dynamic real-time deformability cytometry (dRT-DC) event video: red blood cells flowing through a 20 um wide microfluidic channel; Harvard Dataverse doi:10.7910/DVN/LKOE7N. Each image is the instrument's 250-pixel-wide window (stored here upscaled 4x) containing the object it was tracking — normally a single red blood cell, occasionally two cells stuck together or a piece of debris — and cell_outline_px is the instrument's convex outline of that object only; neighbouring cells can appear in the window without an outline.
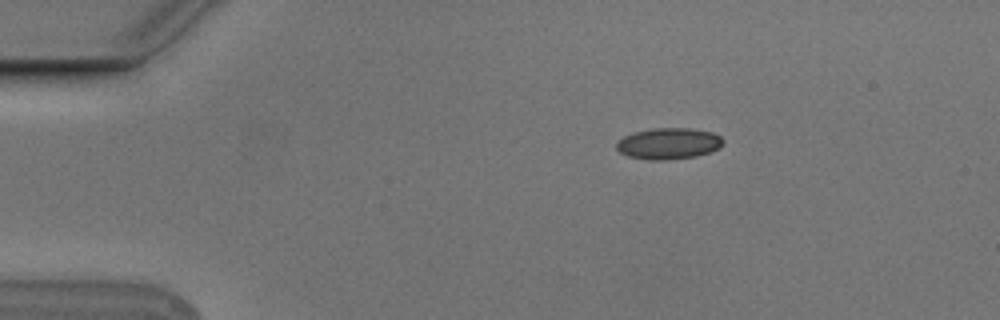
{"species": "Egyptian fruit bat (a non-hibernating species)", "species_latin": "Rousettus aegyptiacus", "temperature_condition": "cold", "stored_images_in_passage": 47, "camera_frame_rate_fps": 3000, "um_per_image_px": 0.085, "animal": {"sex": "male"}, "frame": {"image": 1, "passage_image": 2, "time_ms": 0.333, "image_size_px": [1000, 320], "cell_outline_px": [[724, 140], [720, 148], [712, 152], [696, 156], [664, 160], [648, 160], [628, 156], [620, 152], [616, 148], [616, 144], [624, 136], [632, 132], [652, 128], [688, 128], [712, 132], [720, 136]], "centroid_in_image_um": [56.84, 12.2], "position_along_channel_um": 28.2, "area_um2": 19.54}}
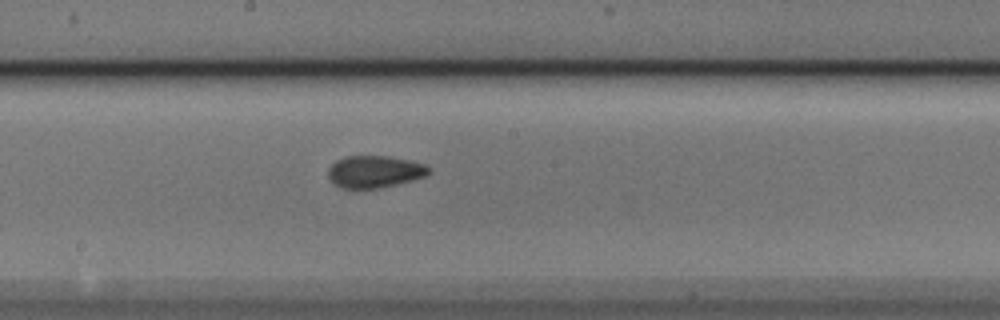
{"frame": {"image": 2, "passage_image": 22, "time_ms": 7.0, "image_size_px": [1000, 320], "cell_outline_px": [[432, 168], [428, 176], [380, 188], [340, 188], [328, 176], [328, 168], [336, 160], [344, 156], [388, 156], [408, 160], [424, 164]], "centroid_in_image_um": [31.86, 14.58], "position_along_channel_um": 216.3, "area_um2": 18.84}}
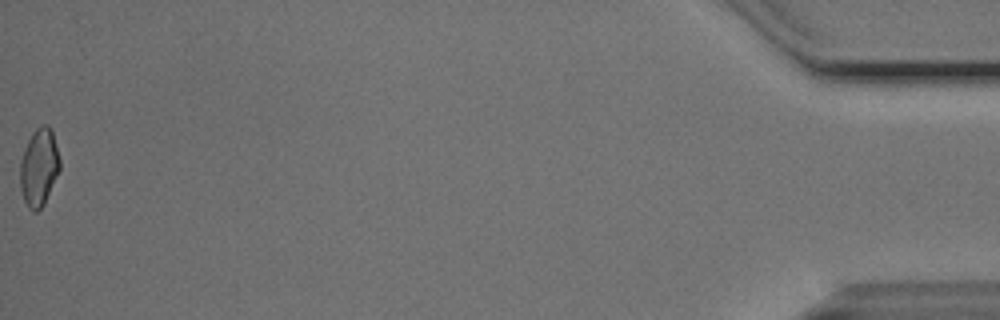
{"frame": {"image": 3, "passage_image": 47, "time_ms": 15.333, "image_size_px": [1000, 320], "cell_outline_px": [[60, 168], [44, 204], [36, 212], [32, 212], [28, 208], [24, 200], [20, 188], [20, 160], [24, 148], [32, 132], [40, 124], [48, 124], [52, 128], [60, 160]], "centroid_in_image_um": [3.31, 14.19], "position_along_channel_um": 431.9, "area_um2": 18.15}, "authors_computed_cell_mechanics": {"area_um2": 18.6116, "velocity_mm_per_s": 3.7823, "shape_relaxation_time_tau1_ms": null, "shape_relaxation_time_tau2_ms": 1.5818, "deformation_change_tau1": null, "deformation_change_tau2": 0.0684}}